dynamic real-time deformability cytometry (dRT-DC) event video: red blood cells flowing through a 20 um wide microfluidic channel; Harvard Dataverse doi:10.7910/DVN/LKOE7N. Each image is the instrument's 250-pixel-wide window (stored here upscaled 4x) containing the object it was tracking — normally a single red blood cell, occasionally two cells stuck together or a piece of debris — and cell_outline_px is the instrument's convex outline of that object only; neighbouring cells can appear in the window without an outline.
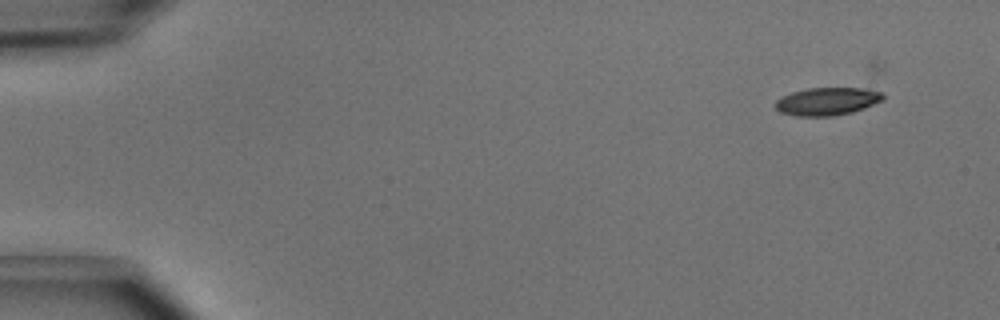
{"species": "common noctule bat (a hibernating species)", "species_latin": "Nyctalus noctula", "temperature_condition": "cold", "stored_images_in_passage": 5, "segment_of_instrument_passage": [1, 2], "camera_frame_rate_fps": 3000, "um_per_image_px": 0.085, "animal": {"sex": "male", "body_mass_g": 15.6}, "frame": {"image": 1, "passage_image": 1, "time_ms": 0.0, "image_size_px": [1000, 320], "cell_outline_px": [[884, 100], [864, 108], [852, 112], [832, 116], [796, 116], [780, 112], [776, 108], [776, 100], [780, 96], [792, 92], [808, 88], [864, 88], [880, 92], [884, 96]], "centroid_in_image_um": [70.3, 8.61], "position_along_channel_um": 14.7, "area_um2": 17.46}}
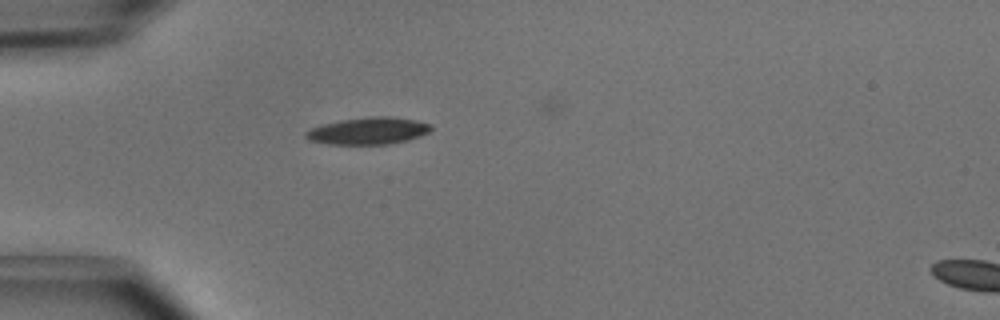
{"frame": {"image": 2, "passage_image": 4, "time_ms": 1.0, "image_size_px": [1000, 320], "cell_outline_px": [[432, 128], [428, 132], [420, 136], [408, 140], [388, 144], [328, 144], [308, 140], [304, 136], [304, 132], [312, 128], [324, 124], [340, 120], [368, 116], [392, 116], [416, 120], [432, 124]], "centroid_in_image_um": [31.31, 11.11], "position_along_channel_um": 53.7, "area_um2": 19.83}}